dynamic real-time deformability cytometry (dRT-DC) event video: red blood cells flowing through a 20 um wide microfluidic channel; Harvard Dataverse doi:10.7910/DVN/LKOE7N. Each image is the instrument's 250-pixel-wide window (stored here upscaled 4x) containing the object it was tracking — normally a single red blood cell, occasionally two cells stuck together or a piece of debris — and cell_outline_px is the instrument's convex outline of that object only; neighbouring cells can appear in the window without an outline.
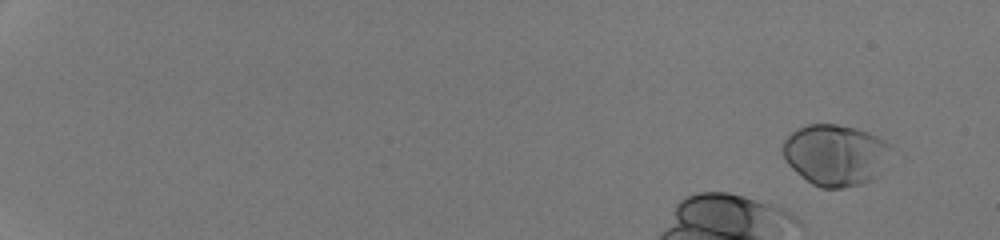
{"species": "human", "species_latin": "Homo sapiens", "temperature_condition": "room temperature", "stored_images_in_passage": 18, "camera_frame_rate_fps": 3000, "um_per_image_px": 0.085, "donor": {"sex": "male"}, "frame": {"image": 1, "passage_image": 2, "time_ms": 0.333, "image_size_px": [1000, 240], "cell_outline_px": [[896, 152], [876, 176], [872, 180], [860, 184], [844, 188], [820, 188], [812, 184], [796, 172], [784, 160], [780, 148], [784, 140], [796, 128], [808, 124], [836, 124], [856, 128], [868, 132], [892, 144], [896, 148]], "centroid_in_image_um": [71.04, 13.16], "position_along_channel_um": 14.0, "area_um2": 39.48}}